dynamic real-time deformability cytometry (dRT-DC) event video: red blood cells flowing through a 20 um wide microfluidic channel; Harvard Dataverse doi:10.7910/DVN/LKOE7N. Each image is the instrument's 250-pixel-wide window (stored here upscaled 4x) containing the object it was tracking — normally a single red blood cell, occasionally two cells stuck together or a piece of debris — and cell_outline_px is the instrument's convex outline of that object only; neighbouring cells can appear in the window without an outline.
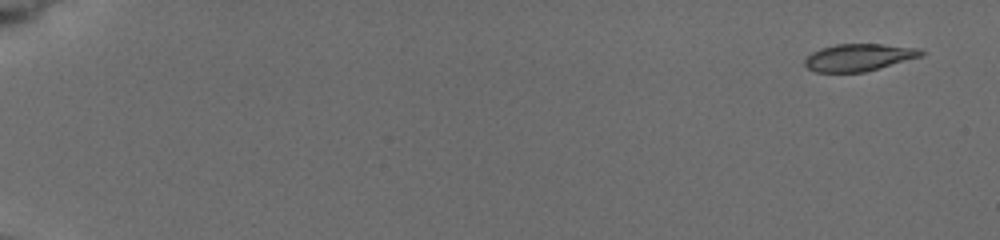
{"species": "common noctule bat (a hibernating species)", "species_latin": "Nyctalus noctula", "temperature_condition": "cold", "stored_images_in_passage": 8, "camera_frame_rate_fps": 3000, "um_per_image_px": 0.085, "animal": {"sex": "female", "body_mass_g": 19.5, "forearm_length_mm": 54.1}, "frame": {"image": 1, "passage_image": 1, "time_ms": 0.0, "image_size_px": [1000, 240], "cell_outline_px": [[924, 56], [864, 72], [816, 72], [808, 68], [804, 64], [804, 60], [812, 52], [820, 48], [836, 44], [880, 44], [920, 48], [924, 52]], "centroid_in_image_um": [73.02, 4.87], "position_along_channel_um": 12.0, "area_um2": 18.5}}
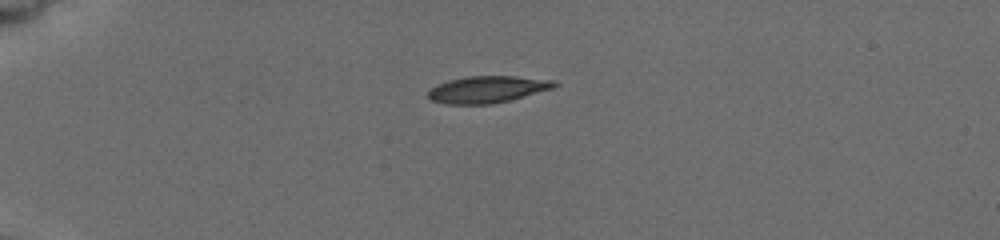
{"frame": {"image": 2, "passage_image": 6, "time_ms": 4.333, "image_size_px": [1000, 240], "cell_outline_px": [[560, 84], [552, 88], [508, 100], [492, 104], [444, 104], [428, 100], [428, 92], [432, 88], [448, 80], [468, 76], [516, 76], [556, 80]], "centroid_in_image_um": [41.42, 7.59], "position_along_channel_um": 43.6, "area_um2": 19.65}}
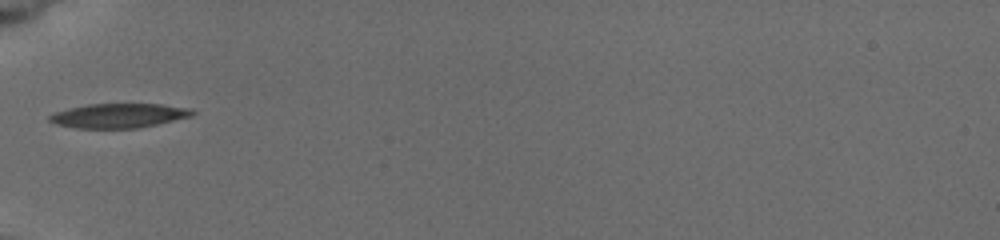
{"frame": {"image": 3, "passage_image": 8, "time_ms": 6.333, "image_size_px": [1000, 240], "cell_outline_px": [[196, 112], [192, 116], [156, 124], [136, 128], [76, 128], [56, 124], [48, 120], [48, 116], [56, 112], [68, 108], [88, 104], [160, 104], [192, 108]], "centroid_in_image_um": [10.1, 9.82], "position_along_channel_um": 74.9, "area_um2": 20.23}}